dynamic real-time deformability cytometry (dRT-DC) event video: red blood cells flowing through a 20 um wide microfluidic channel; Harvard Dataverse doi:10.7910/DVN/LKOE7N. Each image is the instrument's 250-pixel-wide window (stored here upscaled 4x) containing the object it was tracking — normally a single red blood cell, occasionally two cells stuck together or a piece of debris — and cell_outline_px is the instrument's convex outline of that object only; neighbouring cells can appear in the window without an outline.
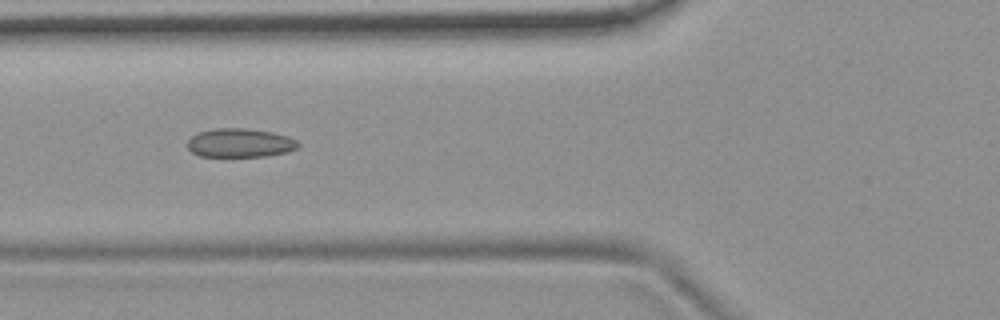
{"species": "common noctule bat (a hibernating species)", "species_latin": "Nyctalus noctula", "temperature_condition": "room temperature", "stored_images_in_passage": 4, "camera_frame_rate_fps": 3000, "um_per_image_px": 0.085, "animal": {"sex": "female", "body_mass_g": 19.9}, "frame": {"image": 1, "passage_image": 4, "time_ms": 3.333, "image_size_px": [1000, 320], "cell_outline_px": [[300, 144], [296, 148], [288, 152], [268, 156], [200, 156], [192, 152], [188, 148], [188, 140], [196, 132], [216, 128], [244, 128], [272, 132], [288, 136], [296, 140]], "centroid_in_image_um": [20.4, 12.14], "position_along_channel_um": 105.4, "area_um2": 18.61}}